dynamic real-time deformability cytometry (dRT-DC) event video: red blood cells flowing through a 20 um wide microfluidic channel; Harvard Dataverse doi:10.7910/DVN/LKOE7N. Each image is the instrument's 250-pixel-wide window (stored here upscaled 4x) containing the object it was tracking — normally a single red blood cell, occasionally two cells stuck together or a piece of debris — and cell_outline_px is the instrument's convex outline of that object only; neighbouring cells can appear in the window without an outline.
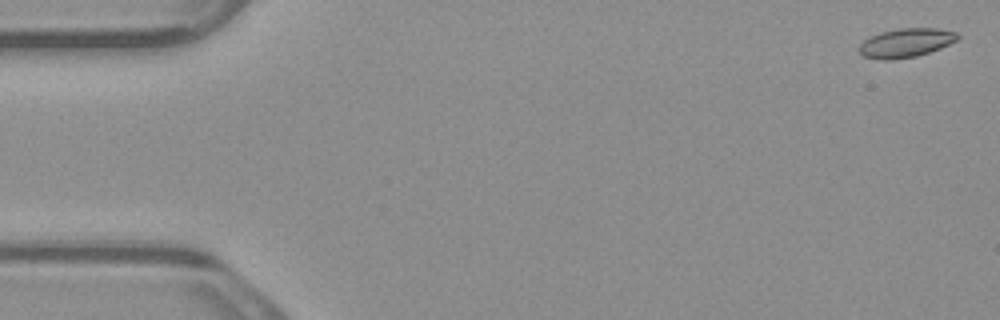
{"species": "common noctule bat (a hibernating species)", "species_latin": "Nyctalus noctula", "temperature_condition": "warm", "stored_images_in_passage": 2, "segment_of_instrument_passage": [2, 2], "camera_frame_rate_fps": 3000, "um_per_image_px": 0.085, "animal": {"sex": "male", "body_mass_g": 23.1, "forearm_length_mm": 52.7}, "frame": {"image": 1, "passage_image": 2, "time_ms": 0.333, "image_size_px": [1000, 320], "cell_outline_px": [[960, 36], [956, 40], [940, 48], [916, 56], [892, 60], [880, 60], [864, 56], [860, 52], [860, 44], [864, 40], [880, 32], [900, 28], [936, 28], [956, 32]], "centroid_in_image_um": [77.0, 3.64], "position_along_channel_um": 8.0, "area_um2": 16.42}}